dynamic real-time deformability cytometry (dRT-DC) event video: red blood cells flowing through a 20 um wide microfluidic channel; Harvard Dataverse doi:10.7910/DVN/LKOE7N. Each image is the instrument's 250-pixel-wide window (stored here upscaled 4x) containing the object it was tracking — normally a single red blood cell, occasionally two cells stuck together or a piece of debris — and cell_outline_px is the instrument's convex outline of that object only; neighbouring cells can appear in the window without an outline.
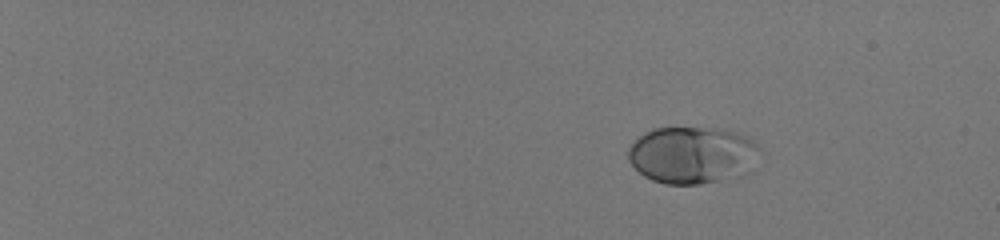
{"species": "human", "species_latin": "Homo sapiens", "temperature_condition": "room temperature", "stored_images_in_passage": 48, "camera_frame_rate_fps": 3000, "um_per_image_px": 0.085, "donor": {"sex": "male"}, "frame": {"image": 1, "passage_image": 1, "time_ms": 0.0, "image_size_px": [1000, 240], "cell_outline_px": [[760, 148], [744, 172], [736, 176], [720, 180], [700, 184], [664, 184], [652, 180], [644, 176], [628, 160], [628, 148], [644, 132], [652, 128], [720, 128], [736, 132], [748, 136]], "centroid_in_image_um": [58.78, 13.16], "position_along_channel_um": 26.2, "area_um2": 43.23}}
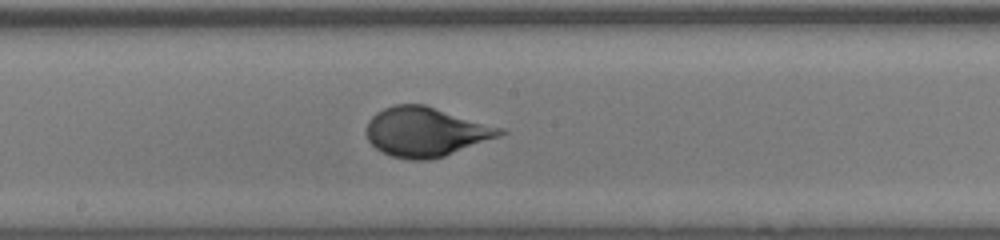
{"frame": {"image": 2, "passage_image": 28, "time_ms": 9.0, "image_size_px": [1000, 240], "cell_outline_px": [[508, 132], [500, 136], [444, 156], [428, 160], [408, 160], [392, 156], [376, 148], [368, 140], [364, 132], [368, 120], [376, 112], [384, 108], [396, 104], [424, 104], [504, 128]], "centroid_in_image_um": [36.18, 11.2], "position_along_channel_um": 212.0, "area_um2": 38.55}}
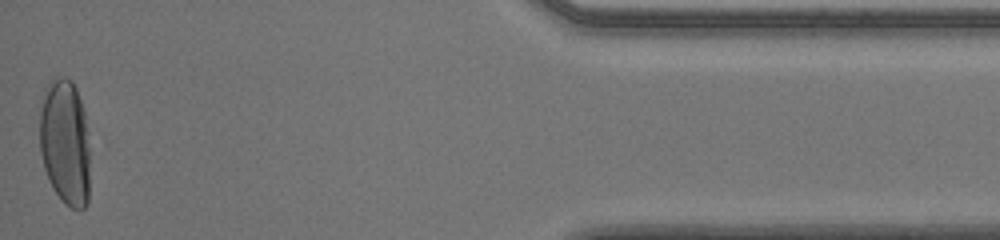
{"frame": {"image": 3, "passage_image": 48, "time_ms": 15.667, "image_size_px": [1000, 240], "cell_outline_px": [[88, 204], [84, 208], [72, 208], [64, 204], [60, 200], [52, 188], [48, 180], [44, 168], [40, 152], [40, 112], [44, 88], [48, 80], [56, 76], [64, 76], [72, 80], [76, 88], [84, 112], [88, 132]], "centroid_in_image_um": [5.51, 12.06], "position_along_channel_um": 429.7, "area_um2": 37.45}, "authors_computed_cell_mechanics": {"area_um2": 37.6278, "velocity_mm_per_s": 4.0208, "shape_relaxation_time_tau1_ms": 4.5205, "shape_relaxation_time_tau2_ms": null, "deformation_change_tau1": 0.2203, "deformation_change_tau2": null}}